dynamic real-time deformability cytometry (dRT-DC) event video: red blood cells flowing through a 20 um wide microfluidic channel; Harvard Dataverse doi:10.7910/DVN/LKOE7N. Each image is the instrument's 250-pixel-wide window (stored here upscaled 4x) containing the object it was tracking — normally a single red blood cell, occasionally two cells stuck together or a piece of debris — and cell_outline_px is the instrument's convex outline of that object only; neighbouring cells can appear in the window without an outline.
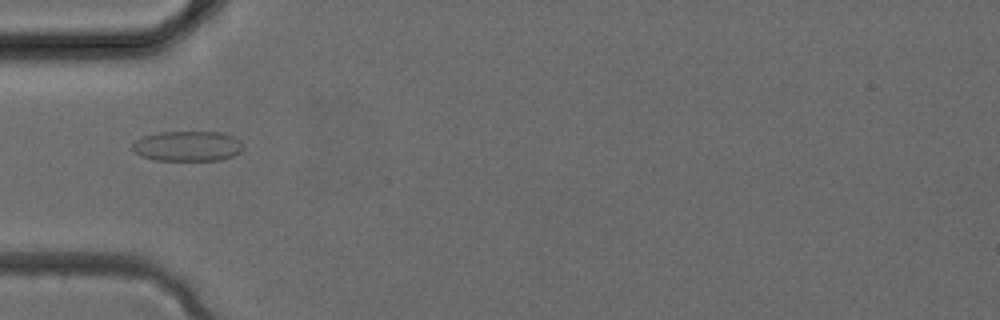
{"species": "common noctule bat (a hibernating species)", "species_latin": "Nyctalus noctula", "temperature_condition": "cold", "stored_images_in_passage": 3, "camera_frame_rate_fps": 3000, "um_per_image_px": 0.085, "animal": {"sex": "female", "body_mass_g": 24.6, "forearm_length_mm": 56.2}, "frame": {"image": 1, "passage_image": 3, "time_ms": 0.667, "image_size_px": [1000, 320], "cell_outline_px": [[244, 148], [240, 152], [232, 156], [220, 160], [156, 160], [140, 156], [132, 148], [132, 144], [136, 140], [144, 136], [160, 132], [220, 132], [232, 136], [240, 140]], "centroid_in_image_um": [15.95, 12.42], "position_along_channel_um": 69.0, "area_um2": 19.42}}